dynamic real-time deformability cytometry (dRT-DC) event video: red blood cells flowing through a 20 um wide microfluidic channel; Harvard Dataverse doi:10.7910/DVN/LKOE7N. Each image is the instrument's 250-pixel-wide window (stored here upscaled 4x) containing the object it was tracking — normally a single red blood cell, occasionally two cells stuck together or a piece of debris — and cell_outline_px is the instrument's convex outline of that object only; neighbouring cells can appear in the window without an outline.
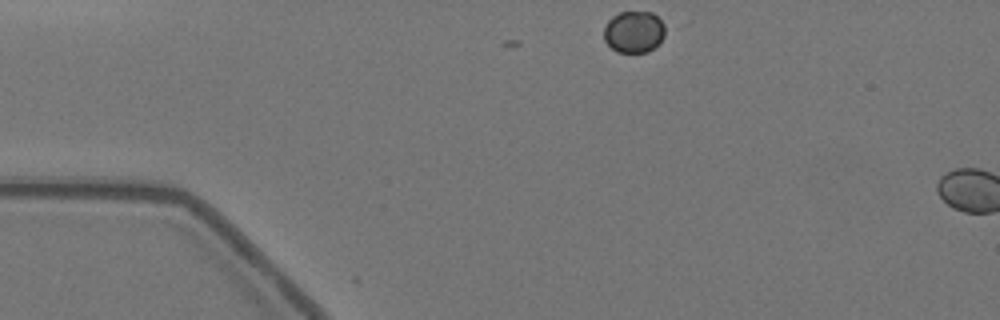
{"species": "Egyptian fruit bat (a non-hibernating species)", "species_latin": "Rousettus aegyptiacus", "temperature_condition": "warm", "stored_images_in_passage": 3, "camera_frame_rate_fps": 3000, "um_per_image_px": 0.085, "animal": {"sex": "female"}, "frame": {"image": 1, "passage_image": 3, "time_ms": 0.667, "image_size_px": [1000, 320], "cell_outline_px": [[664, 36], [648, 52], [616, 52], [604, 40], [604, 28], [608, 20], [612, 16], [620, 12], [652, 12], [664, 24]], "centroid_in_image_um": [53.85, 2.7], "position_along_channel_um": 31.1, "area_um2": 14.74}}